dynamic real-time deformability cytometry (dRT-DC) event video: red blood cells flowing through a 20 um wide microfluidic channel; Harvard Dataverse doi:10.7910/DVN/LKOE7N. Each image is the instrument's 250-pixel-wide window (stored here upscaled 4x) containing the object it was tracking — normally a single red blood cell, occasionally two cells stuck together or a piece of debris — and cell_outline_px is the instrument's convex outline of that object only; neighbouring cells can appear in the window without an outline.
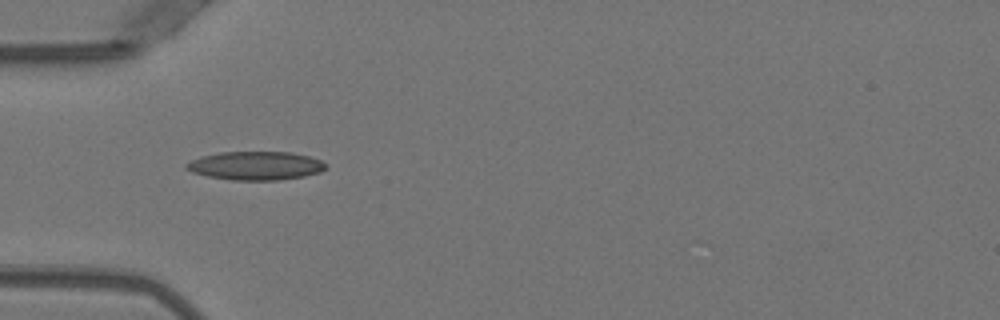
{"species": "Egyptian fruit bat (a non-hibernating species)", "species_latin": "Rousettus aegyptiacus", "temperature_condition": "warm", "stored_images_in_passage": 36, "camera_frame_rate_fps": 3000, "um_per_image_px": 0.085, "animal": {"sex": "female"}, "frame": {"image": 1, "passage_image": 1, "time_ms": 0.0, "image_size_px": [1000, 320], "cell_outline_px": [[328, 164], [320, 172], [304, 176], [276, 180], [232, 180], [208, 176], [192, 172], [184, 168], [184, 164], [200, 156], [220, 152], [292, 152], [308, 156], [320, 160]], "centroid_in_image_um": [21.7, 14.08], "position_along_channel_um": 63.3, "area_um2": 23.18}}
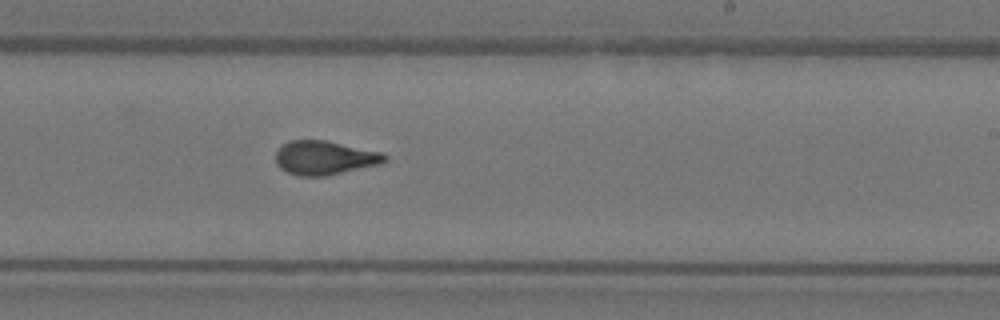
{"frame": {"image": 2, "passage_image": 16, "time_ms": 5.0, "image_size_px": [1000, 320], "cell_outline_px": [[388, 160], [380, 164], [324, 176], [300, 176], [288, 172], [280, 168], [276, 164], [276, 152], [288, 140], [324, 140], [380, 152], [388, 156]], "centroid_in_image_um": [27.58, 13.41], "position_along_channel_um": 261.4, "area_um2": 21.33}}
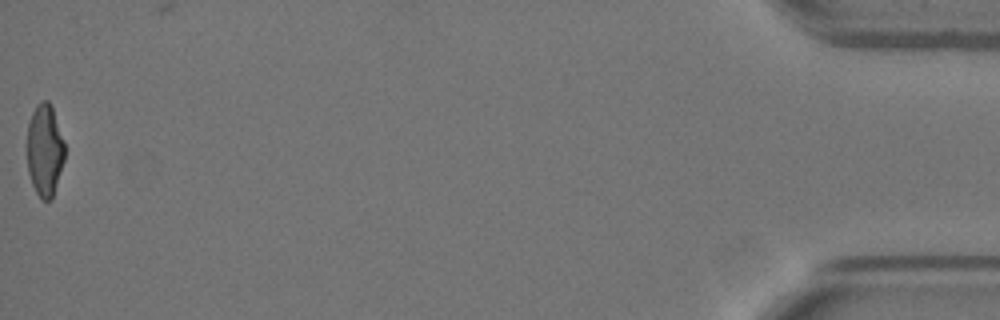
{"frame": {"image": 3, "passage_image": 36, "time_ms": 11.667, "image_size_px": [1000, 320], "cell_outline_px": [[64, 160], [52, 200], [40, 200], [32, 184], [28, 172], [28, 124], [32, 112], [36, 104], [44, 100], [48, 100], [52, 108], [64, 140]], "centroid_in_image_um": [3.8, 12.79], "position_along_channel_um": 431.4, "area_um2": 20.11}, "authors_computed_cell_mechanics": {"area_um2": 21.2704, "velocity_mm_per_s": 3.9894, "shape_relaxation_time_tau1_ms": 9.6762, "shape_relaxation_time_tau2_ms": 1.2918, "deformation_change_tau1": 0.2876, "deformation_change_tau2": 0.0912}}